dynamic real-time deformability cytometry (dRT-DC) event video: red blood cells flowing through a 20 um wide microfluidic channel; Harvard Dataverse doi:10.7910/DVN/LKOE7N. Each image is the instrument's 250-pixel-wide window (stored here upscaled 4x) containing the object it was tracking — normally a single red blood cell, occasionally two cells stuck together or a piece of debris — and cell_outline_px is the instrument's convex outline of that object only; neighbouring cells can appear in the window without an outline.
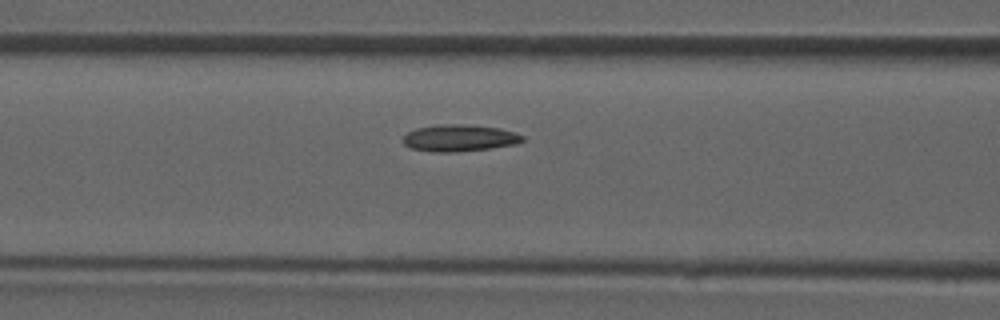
{"species": "common noctule bat (a hibernating species)", "species_latin": "Nyctalus noctula", "temperature_condition": "room temperature", "stored_images_in_passage": 45, "camera_frame_rate_fps": 3000, "um_per_image_px": 0.085, "animal": {"sex": "male", "forearm_length_mm": 52.5}, "frame": {"image": 1, "passage_image": 20, "time_ms": 6.333, "image_size_px": [1000, 320], "cell_outline_px": [[524, 140], [516, 144], [492, 148], [456, 152], [436, 152], [408, 148], [400, 140], [408, 132], [416, 128], [436, 124], [460, 124], [500, 128], [516, 132], [524, 136]], "centroid_in_image_um": [39.03, 11.73], "position_along_channel_um": 127.6, "area_um2": 18.9}}